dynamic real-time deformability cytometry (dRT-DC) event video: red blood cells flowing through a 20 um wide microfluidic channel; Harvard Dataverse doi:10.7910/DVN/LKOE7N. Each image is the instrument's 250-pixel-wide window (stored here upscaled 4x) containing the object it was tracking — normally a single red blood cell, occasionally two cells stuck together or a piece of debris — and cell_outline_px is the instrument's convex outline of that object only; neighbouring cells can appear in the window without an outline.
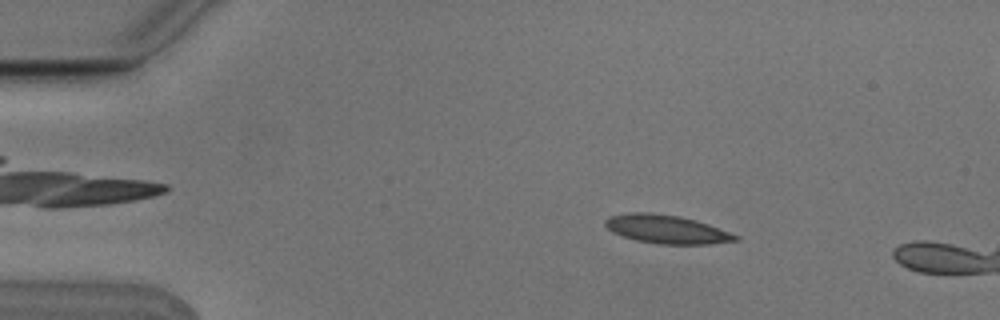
{"species": "Egyptian fruit bat (a non-hibernating species)", "species_latin": "Rousettus aegyptiacus", "temperature_condition": "cold", "stored_images_in_passage": 7, "camera_frame_rate_fps": 3000, "um_per_image_px": 0.085, "animal": {"sex": "male"}, "frame": {"image": 1, "passage_image": 2, "time_ms": 0.333, "image_size_px": [1000, 320], "cell_outline_px": [[740, 240], [712, 244], [660, 244], [636, 240], [612, 232], [604, 224], [604, 220], [608, 216], [632, 212], [648, 212], [680, 216], [696, 220], [708, 224], [740, 236]], "centroid_in_image_um": [56.67, 19.48], "position_along_channel_um": 28.3, "area_um2": 21.68}}